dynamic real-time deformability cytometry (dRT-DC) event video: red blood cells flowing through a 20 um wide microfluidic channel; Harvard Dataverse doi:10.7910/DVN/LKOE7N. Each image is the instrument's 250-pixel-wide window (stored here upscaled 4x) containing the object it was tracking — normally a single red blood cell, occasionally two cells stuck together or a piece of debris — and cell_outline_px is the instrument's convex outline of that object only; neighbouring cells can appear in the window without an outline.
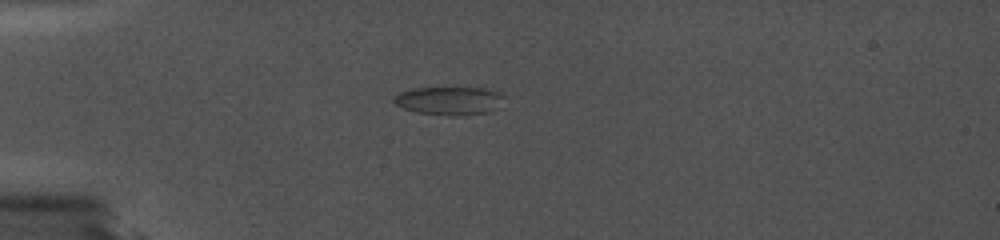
{"species": "common noctule bat (a hibernating species)", "species_latin": "Nyctalus noctula", "temperature_condition": "cold", "stored_images_in_passage": 23, "camera_frame_rate_fps": 5000, "um_per_image_px": 0.085, "animal": {"sex": "female", "body_mass_g": 19.0, "forearm_length_mm": 56.7}, "frame": {"image": 1, "passage_image": 1, "time_ms": 0.0, "image_size_px": [1000, 240], "cell_outline_px": [[508, 96], [492, 112], [456, 116], [448, 116], [416, 112], [404, 108], [396, 104], [392, 100], [392, 96], [400, 92], [412, 88], [484, 88], [504, 92]], "centroid_in_image_um": [38.25, 8.56], "position_along_channel_um": 46.8, "area_um2": 18.61}}
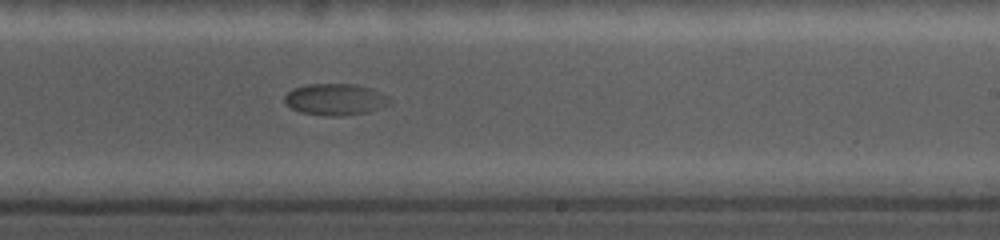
{"frame": {"image": 2, "passage_image": 13, "time_ms": 6.8, "image_size_px": [1000, 240], "cell_outline_px": [[392, 100], [388, 104], [368, 112], [340, 116], [328, 116], [300, 112], [292, 108], [284, 100], [284, 96], [292, 88], [308, 84], [356, 84], [368, 88], [388, 96]], "centroid_in_image_um": [28.48, 8.45], "position_along_channel_um": 260.5, "area_um2": 19.13}}
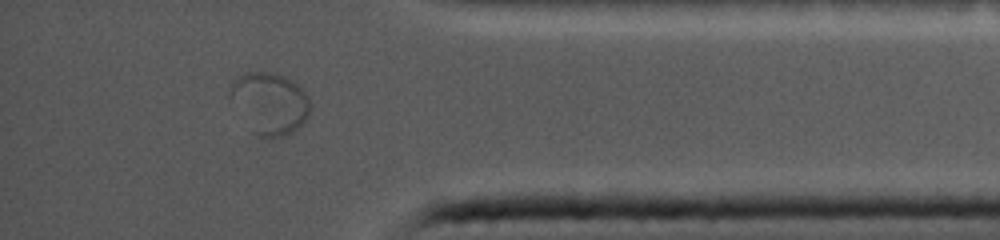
{"frame": {"image": 3, "passage_image": 21, "time_ms": 11.2, "image_size_px": [1000, 240], "cell_outline_px": [[308, 116], [292, 132], [284, 136], [256, 136], [252, 132], [232, 96], [232, 80], [236, 76], [248, 72], [268, 72], [284, 76], [292, 80], [308, 96]], "centroid_in_image_um": [22.94, 8.75], "position_along_channel_um": 412.3, "area_um2": 27.63}}